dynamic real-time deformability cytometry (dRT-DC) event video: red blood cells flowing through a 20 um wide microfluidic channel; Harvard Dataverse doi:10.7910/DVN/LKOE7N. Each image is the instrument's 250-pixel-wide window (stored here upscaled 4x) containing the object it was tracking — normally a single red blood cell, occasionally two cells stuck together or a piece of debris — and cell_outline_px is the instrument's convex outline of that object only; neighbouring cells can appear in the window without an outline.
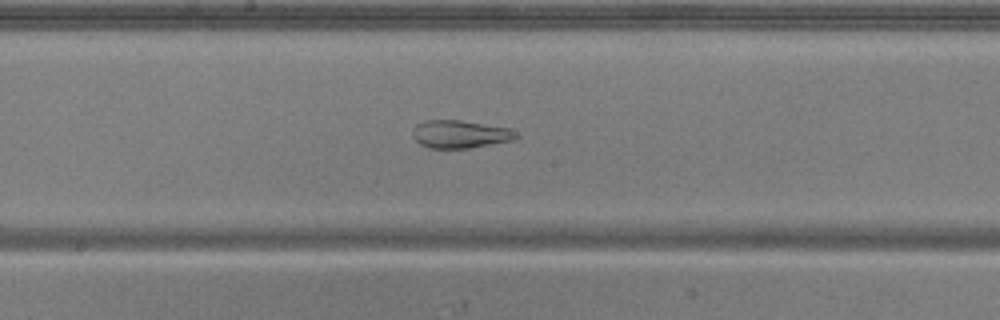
{"species": "common noctule bat (a hibernating species)", "species_latin": "Nyctalus noctula", "temperature_condition": "warm", "stored_images_in_passage": 44, "camera_frame_rate_fps": 3000, "um_per_image_px": 0.085, "animal": {"sex": "male", "body_mass_g": 20.5, "forearm_length_mm": 52.5}, "frame": {"image": 1, "passage_image": 19, "time_ms": 6.0, "image_size_px": [1000, 320], "cell_outline_px": [[520, 136], [516, 140], [468, 148], [428, 148], [420, 144], [412, 136], [412, 132], [416, 124], [424, 120], [460, 120], [508, 128], [516, 132]], "centroid_in_image_um": [39.11, 11.41], "position_along_channel_um": 209.1, "area_um2": 16.88}, "authors_computed_cell_mechanics": {"area_um2": 24.7673, "velocity_mm_per_s": 3.8581, "shape_relaxation_time_tau1_ms": null, "shape_relaxation_time_tau2_ms": 1.6188, "deformation_change_tau1": null, "deformation_change_tau2": 0.088}}